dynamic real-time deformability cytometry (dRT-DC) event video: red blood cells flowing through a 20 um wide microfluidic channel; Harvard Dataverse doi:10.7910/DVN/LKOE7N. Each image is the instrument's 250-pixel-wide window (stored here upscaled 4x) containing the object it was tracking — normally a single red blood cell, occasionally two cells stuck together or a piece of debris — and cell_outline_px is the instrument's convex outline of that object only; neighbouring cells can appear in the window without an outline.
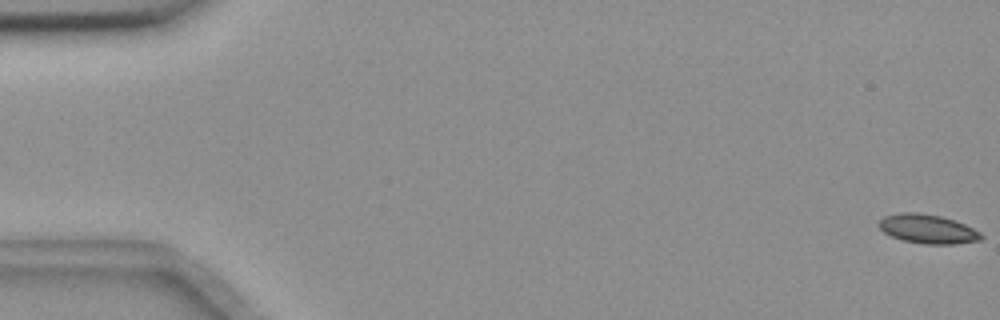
{"species": "common noctule bat (a hibernating species)", "species_latin": "Nyctalus noctula", "temperature_condition": "room temperature", "stored_images_in_passage": 56, "camera_frame_rate_fps": 3000, "um_per_image_px": 0.085, "animal": {"sex": "female", "body_mass_g": 18.4}, "frame": {"image": 1, "passage_image": 1, "time_ms": 0.0, "image_size_px": [1000, 320], "cell_outline_px": [[984, 236], [980, 240], [952, 244], [924, 244], [904, 240], [892, 236], [884, 232], [876, 224], [884, 216], [900, 212], [916, 212], [940, 216], [956, 220], [980, 232]], "centroid_in_image_um": [78.84, 19.45], "position_along_channel_um": 6.2, "area_um2": 17.28}}
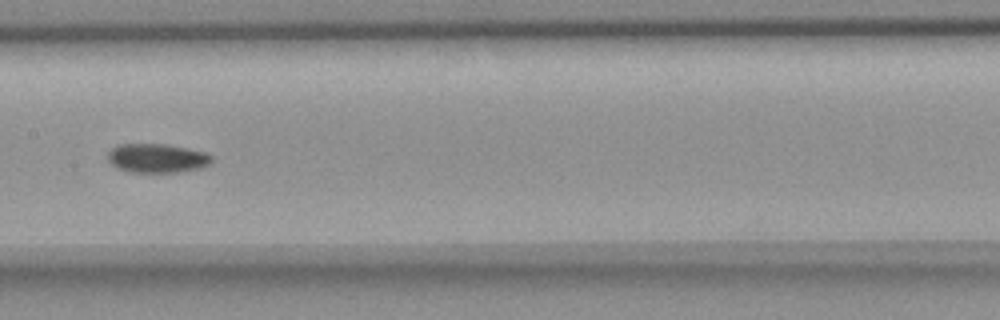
{"frame": {"image": 2, "passage_image": 29, "time_ms": 9.333, "image_size_px": [1000, 320], "cell_outline_px": [[212, 160], [208, 164], [200, 168], [180, 172], [128, 172], [112, 164], [108, 160], [108, 152], [116, 144], [168, 144], [208, 152], [212, 156]], "centroid_in_image_um": [13.37, 13.43], "position_along_channel_um": 194.0, "area_um2": 17.69}}
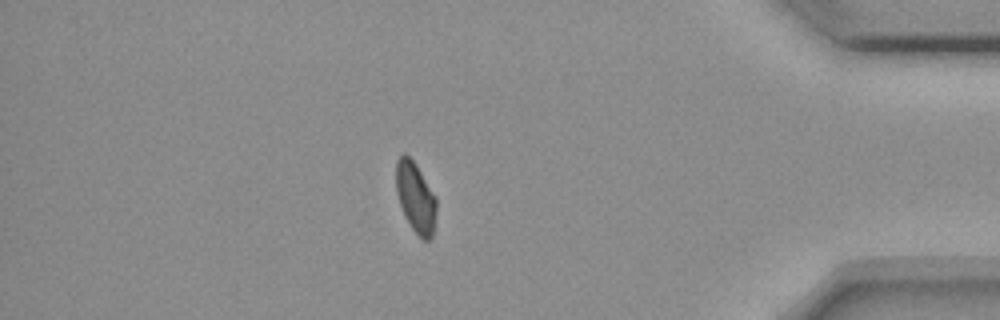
{"frame": {"image": 3, "passage_image": 49, "time_ms": 16.0, "image_size_px": [1000, 320], "cell_outline_px": [[436, 212], [432, 236], [428, 240], [420, 240], [404, 216], [396, 192], [396, 160], [404, 152], [416, 164], [436, 196]], "centroid_in_image_um": [35.32, 16.79], "position_along_channel_um": 399.9, "area_um2": 16.65}, "authors_computed_cell_mechanics": {"area_um2": 17.2822, "velocity_mm_per_s": 3.6566, "shape_relaxation_time_tau1_ms": null, "shape_relaxation_time_tau2_ms": 3.6826, "deformation_change_tau1": null, "deformation_change_tau2": 0.0596}}